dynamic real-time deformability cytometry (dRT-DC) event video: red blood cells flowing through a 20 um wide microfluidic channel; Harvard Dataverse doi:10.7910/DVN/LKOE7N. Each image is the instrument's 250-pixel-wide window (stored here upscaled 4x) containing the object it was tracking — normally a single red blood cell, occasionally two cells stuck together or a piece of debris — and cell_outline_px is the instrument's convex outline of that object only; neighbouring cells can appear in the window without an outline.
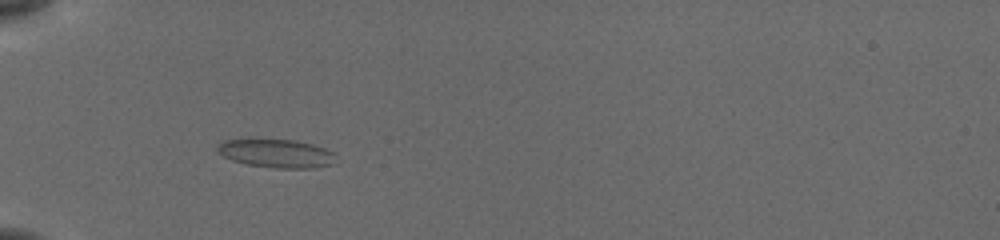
{"species": "common noctule bat (a hibernating species)", "species_latin": "Nyctalus noctula", "temperature_condition": "cold", "stored_images_in_passage": 46, "camera_frame_rate_fps": 3000, "um_per_image_px": 0.085, "animal": {"sex": "female", "body_mass_g": 19.5, "forearm_length_mm": 54.1}, "frame": {"image": 1, "passage_image": 15, "time_ms": 4.667, "image_size_px": [1000, 240], "cell_outline_px": [[332, 164], [316, 168], [276, 168], [244, 164], [232, 160], [216, 152], [216, 148], [224, 140], [292, 140], [312, 144], [324, 148], [332, 152]], "centroid_in_image_um": [23.45, 13.05], "position_along_channel_um": 61.6, "area_um2": 19.25}}
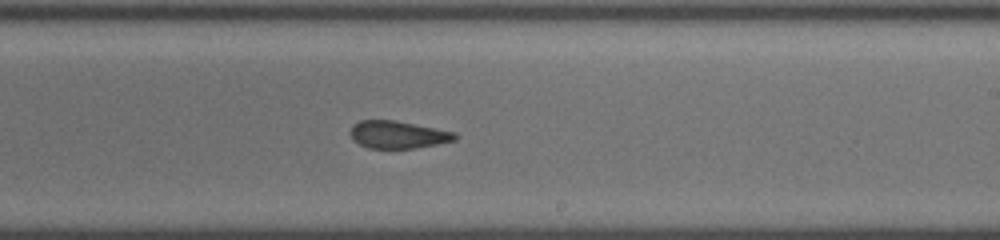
{"frame": {"image": 2, "passage_image": 31, "time_ms": 10.0, "image_size_px": [1000, 240], "cell_outline_px": [[456, 140], [416, 148], [368, 148], [352, 140], [352, 124], [360, 120], [392, 120], [456, 132]], "centroid_in_image_um": [33.81, 11.45], "position_along_channel_um": 255.2, "area_um2": 16.53}}
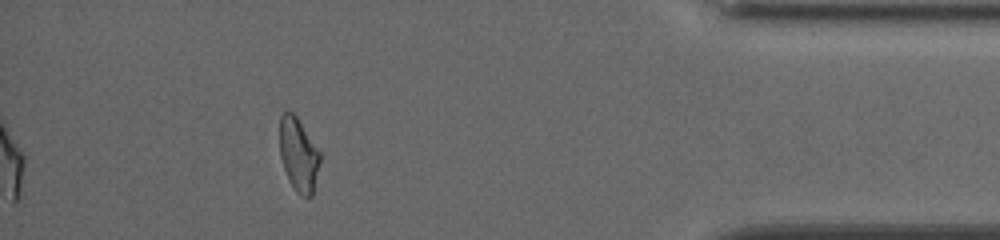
{"frame": {"image": 3, "passage_image": 46, "time_ms": 15.0, "image_size_px": [1000, 240], "cell_outline_px": [[320, 160], [312, 196], [300, 196], [296, 192], [288, 180], [280, 156], [280, 116], [284, 112], [292, 112], [296, 116], [320, 152]], "centroid_in_image_um": [25.36, 13.17], "position_along_channel_um": 409.8, "area_um2": 17.05}, "authors_computed_cell_mechanics": {"area_um2": 17.9758, "velocity_mm_per_s": 3.8557, "shape_relaxation_time_tau1_ms": null, "shape_relaxation_time_tau2_ms": 1.4896, "deformation_change_tau1": null, "deformation_change_tau2": 0.0775}}